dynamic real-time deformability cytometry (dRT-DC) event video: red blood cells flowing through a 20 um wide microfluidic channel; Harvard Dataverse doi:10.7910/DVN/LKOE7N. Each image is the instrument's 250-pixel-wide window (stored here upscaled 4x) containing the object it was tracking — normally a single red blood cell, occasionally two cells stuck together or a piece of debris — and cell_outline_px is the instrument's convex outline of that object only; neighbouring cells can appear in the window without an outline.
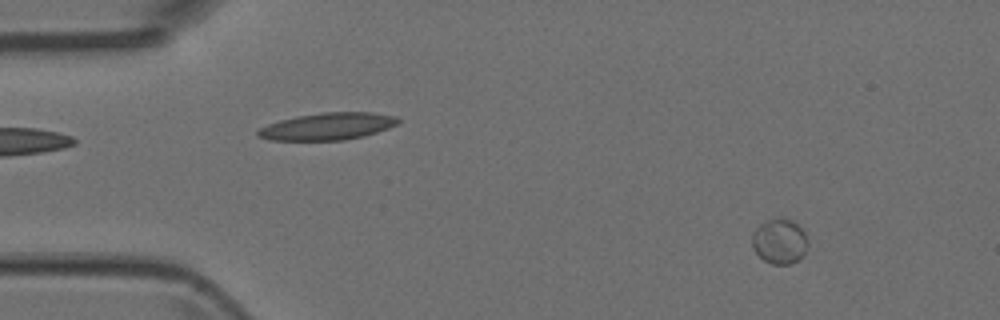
{"species": "Egyptian fruit bat (a non-hibernating species)", "species_latin": "Rousettus aegyptiacus", "temperature_condition": "room temperature", "stored_images_in_passage": 4, "camera_frame_rate_fps": 3000, "um_per_image_px": 0.085, "animal": {"sex": "female"}, "frame": {"image": 1, "passage_image": 1, "time_ms": 0.0, "image_size_px": [1000, 320], "cell_outline_px": [[808, 244], [804, 256], [788, 264], [772, 264], [764, 260], [752, 248], [752, 232], [764, 220], [776, 216], [780, 216], [792, 220], [804, 232], [808, 240]], "centroid_in_image_um": [66.25, 20.47], "position_along_channel_um": 18.7, "area_um2": 14.91}}
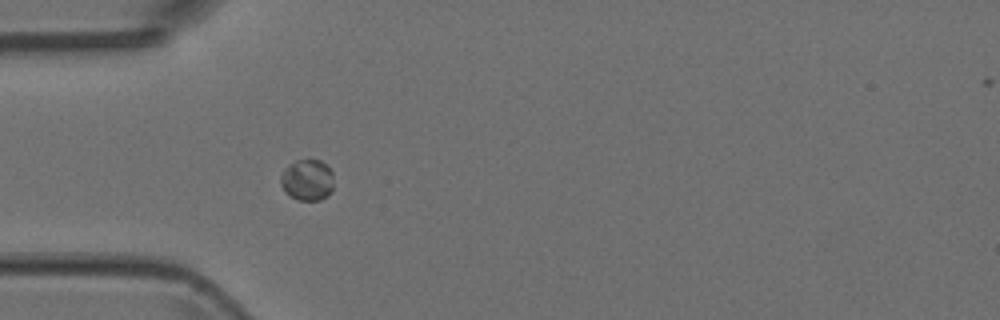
{"frame": {"image": 2, "passage_image": 4, "time_ms": 1.0, "image_size_px": [1000, 320], "cell_outline_px": [[332, 192], [328, 196], [320, 200], [296, 200], [284, 192], [280, 184], [280, 176], [284, 168], [288, 164], [296, 160], [320, 160], [332, 172]], "centroid_in_image_um": [26.08, 15.32], "position_along_channel_um": 58.9, "area_um2": 12.89}}